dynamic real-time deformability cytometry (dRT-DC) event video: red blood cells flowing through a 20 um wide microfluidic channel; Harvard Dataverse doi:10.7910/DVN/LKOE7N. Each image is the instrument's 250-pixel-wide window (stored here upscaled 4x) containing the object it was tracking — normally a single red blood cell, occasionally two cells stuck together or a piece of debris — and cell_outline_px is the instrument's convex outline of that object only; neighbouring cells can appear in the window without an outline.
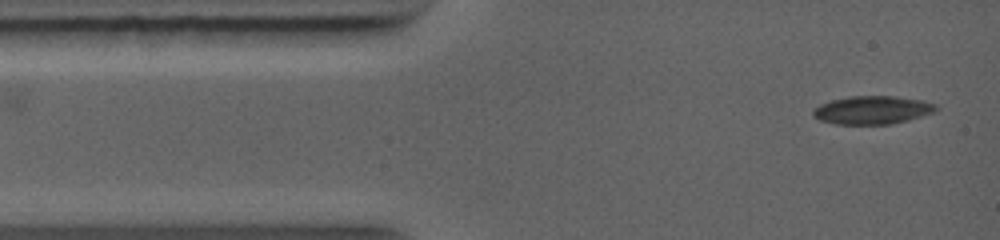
{"species": "common noctule bat (a hibernating species)", "species_latin": "Nyctalus noctula", "temperature_condition": "warm", "stored_images_in_passage": 46, "camera_frame_rate_fps": 5000, "um_per_image_px": 0.085, "animal": {"sex": "female", "body_mass_g": 19.0, "forearm_length_mm": 56.7}, "frame": {"image": 1, "passage_image": 1, "time_ms": 0.0, "image_size_px": [1000, 240], "cell_outline_px": [[936, 108], [932, 112], [908, 120], [888, 124], [836, 124], [820, 120], [812, 116], [812, 112], [820, 104], [832, 100], [848, 96], [892, 96], [920, 100], [936, 104]], "centroid_in_image_um": [74.09, 9.35], "position_along_channel_um": 10.9, "area_um2": 19.88}}
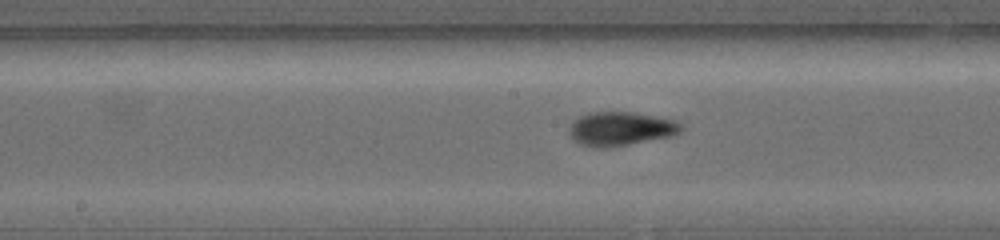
{"frame": {"image": 2, "passage_image": 26, "time_ms": 5.0, "image_size_px": [1000, 240], "cell_outline_px": [[684, 128], [676, 136], [608, 148], [592, 148], [580, 144], [572, 140], [568, 132], [568, 128], [580, 116], [588, 112], [632, 112], [676, 120]], "centroid_in_image_um": [52.76, 10.97], "position_along_channel_um": 195.4, "area_um2": 22.48}}
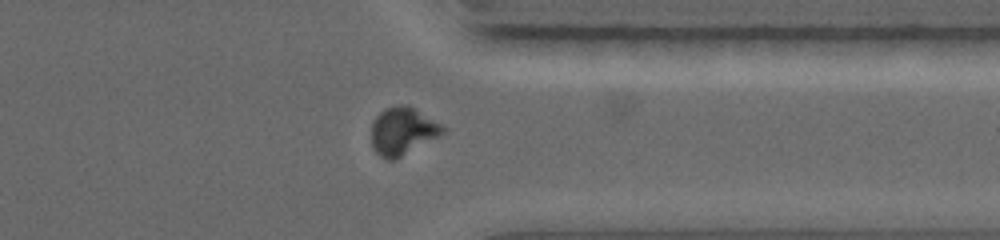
{"frame": {"image": 3, "passage_image": 45, "time_ms": 8.8, "image_size_px": [1000, 240], "cell_outline_px": [[448, 132], [392, 160], [388, 160], [380, 156], [372, 148], [372, 124], [376, 116], [384, 108], [400, 104], [408, 104], [416, 108], [448, 128]], "centroid_in_image_um": [34.26, 11.11], "position_along_channel_um": 377.1, "area_um2": 20.0}}